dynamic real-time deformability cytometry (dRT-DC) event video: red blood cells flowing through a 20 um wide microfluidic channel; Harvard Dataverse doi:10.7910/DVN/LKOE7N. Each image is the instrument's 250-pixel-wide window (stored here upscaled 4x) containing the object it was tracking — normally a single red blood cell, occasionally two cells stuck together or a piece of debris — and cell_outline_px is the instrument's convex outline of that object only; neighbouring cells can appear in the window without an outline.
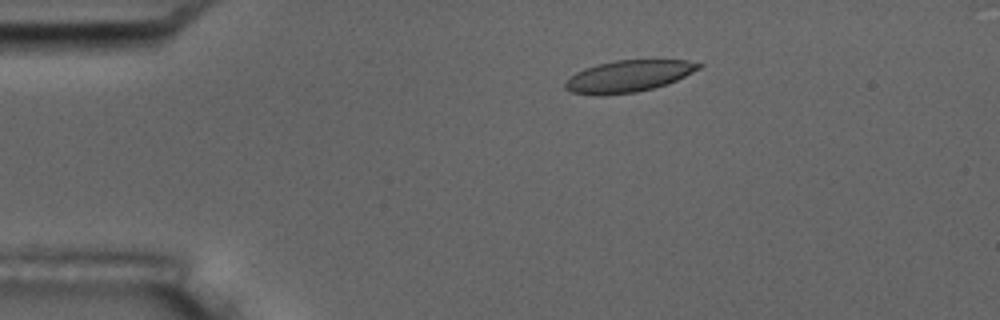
{"species": "common noctule bat (a hibernating species)", "species_latin": "Nyctalus noctula", "temperature_condition": "room temperature", "stored_images_in_passage": 8, "camera_frame_rate_fps": 3000, "um_per_image_px": 0.085, "animal": {"sex": "male", "body_mass_g": 17.5, "forearm_length_mm": 52.3}, "frame": {"image": 1, "passage_image": 3, "time_ms": 2.333, "image_size_px": [1000, 320], "cell_outline_px": [[704, 64], [700, 68], [668, 84], [636, 92], [604, 96], [600, 96], [572, 92], [564, 88], [564, 84], [576, 72], [584, 68], [616, 60], [688, 60]], "centroid_in_image_um": [53.42, 6.48], "position_along_channel_um": 31.6, "area_um2": 24.57}}
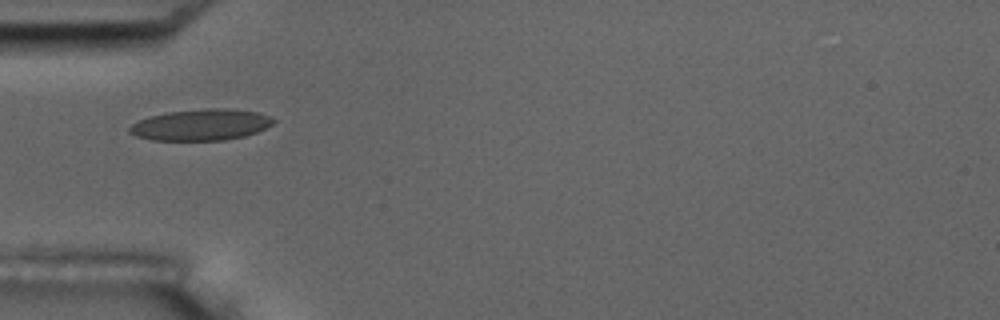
{"frame": {"image": 2, "passage_image": 5, "time_ms": 4.667, "image_size_px": [1000, 320], "cell_outline_px": [[276, 120], [272, 124], [256, 132], [244, 136], [224, 140], [152, 140], [136, 136], [128, 132], [128, 128], [132, 124], [148, 116], [168, 112], [204, 108], [228, 108], [256, 112], [272, 116]], "centroid_in_image_um": [17.08, 10.6], "position_along_channel_um": 67.9, "area_um2": 26.24}}
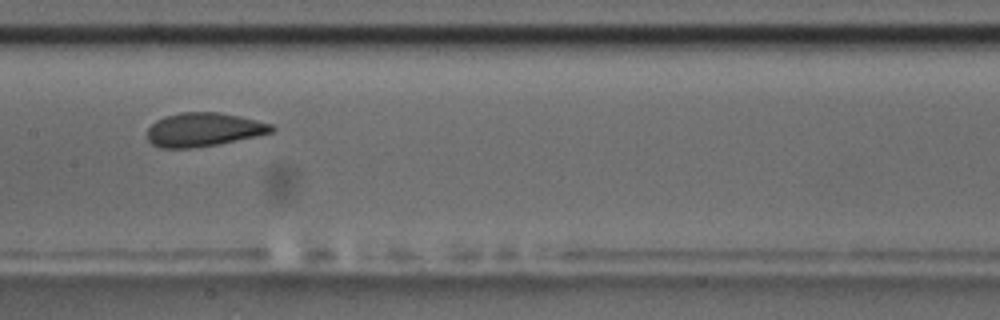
{"frame": {"image": 3, "passage_image": 8, "time_ms": 8.0, "image_size_px": [1000, 320], "cell_outline_px": [[276, 128], [272, 132], [256, 136], [216, 144], [192, 148], [160, 148], [152, 144], [148, 140], [148, 128], [156, 120], [164, 116], [180, 112], [216, 112], [256, 120], [272, 124]], "centroid_in_image_um": [17.27, 11.01], "position_along_channel_um": 190.1, "area_um2": 24.22}}